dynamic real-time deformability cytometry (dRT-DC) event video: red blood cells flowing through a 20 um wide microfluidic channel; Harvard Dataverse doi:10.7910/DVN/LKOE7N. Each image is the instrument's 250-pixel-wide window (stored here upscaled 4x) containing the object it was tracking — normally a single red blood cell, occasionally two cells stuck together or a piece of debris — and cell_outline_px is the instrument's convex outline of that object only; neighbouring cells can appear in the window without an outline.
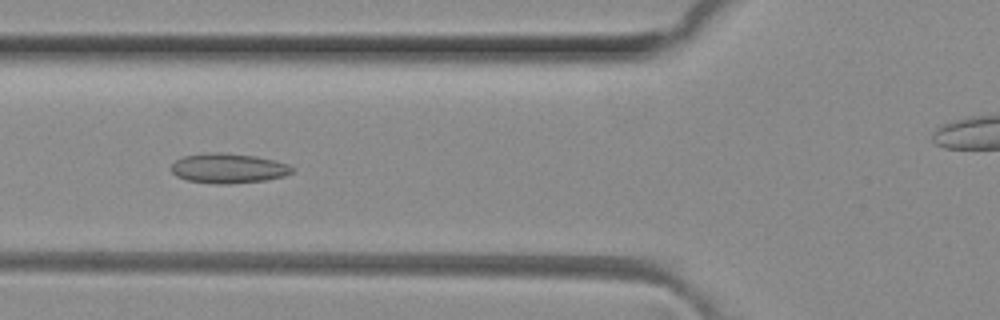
{"species": "common noctule bat (a hibernating species)", "species_latin": "Nyctalus noctula", "temperature_condition": "room temperature", "stored_images_in_passage": 28, "camera_frame_rate_fps": 3000, "um_per_image_px": 0.085, "animal": {"sex": "female", "body_mass_g": 29.2, "forearm_length_mm": 56.3}, "frame": {"image": 1, "passage_image": 6, "time_ms": 1.667, "image_size_px": [1000, 320], "cell_outline_px": [[296, 168], [292, 172], [284, 176], [264, 180], [228, 184], [216, 184], [188, 180], [176, 176], [172, 172], [172, 164], [176, 160], [184, 156], [212, 152], [220, 152], [256, 156], [288, 164]], "centroid_in_image_um": [19.42, 14.3], "position_along_channel_um": 106.4, "area_um2": 20.87}}
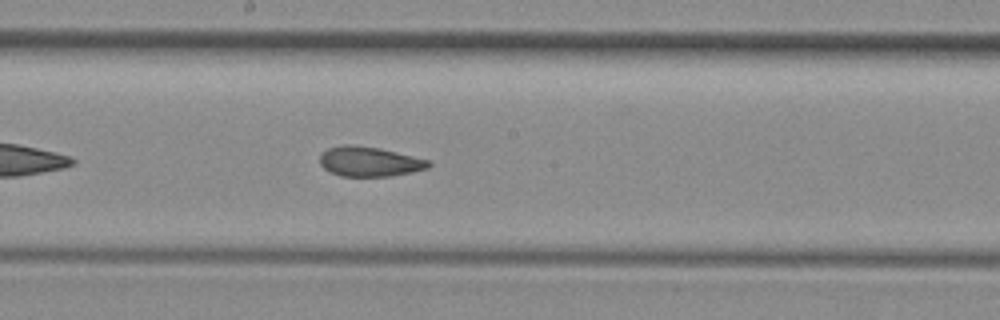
{"frame": {"image": 2, "passage_image": 14, "time_ms": 4.333, "image_size_px": [1000, 320], "cell_outline_px": [[432, 164], [428, 168], [412, 172], [388, 176], [340, 176], [328, 172], [320, 164], [320, 152], [328, 148], [344, 144], [352, 144], [380, 148], [432, 160]], "centroid_in_image_um": [31.4, 13.72], "position_along_channel_um": 216.8, "area_um2": 19.19}}
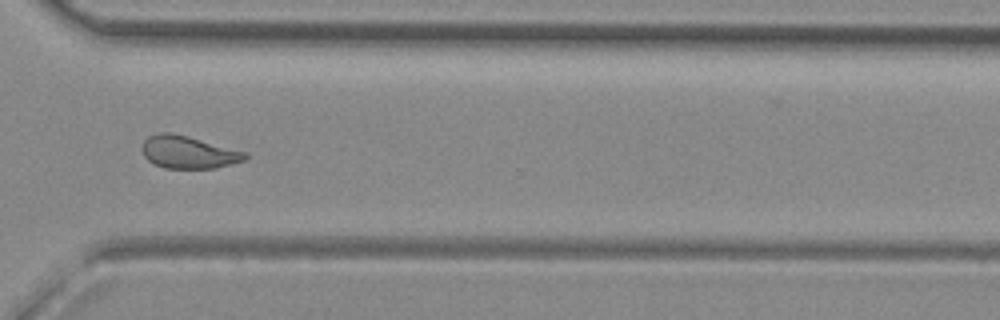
{"frame": {"image": 3, "passage_image": 24, "time_ms": 7.667, "image_size_px": [1000, 320], "cell_outline_px": [[248, 156], [244, 160], [232, 164], [216, 168], [164, 168], [148, 160], [144, 156], [140, 148], [144, 140], [148, 136], [160, 132], [172, 132], [188, 136], [248, 152]], "centroid_in_image_um": [16.01, 12.92], "position_along_channel_um": 354.6, "area_um2": 19.71}, "authors_computed_cell_mechanics": {"area_um2": 19.5653, "velocity_mm_per_s": 4.1399, "shape_relaxation_time_tau1_ms": null, "shape_relaxation_time_tau2_ms": 1.6123, "deformation_change_tau1": null, "deformation_change_tau2": 0.0809}}